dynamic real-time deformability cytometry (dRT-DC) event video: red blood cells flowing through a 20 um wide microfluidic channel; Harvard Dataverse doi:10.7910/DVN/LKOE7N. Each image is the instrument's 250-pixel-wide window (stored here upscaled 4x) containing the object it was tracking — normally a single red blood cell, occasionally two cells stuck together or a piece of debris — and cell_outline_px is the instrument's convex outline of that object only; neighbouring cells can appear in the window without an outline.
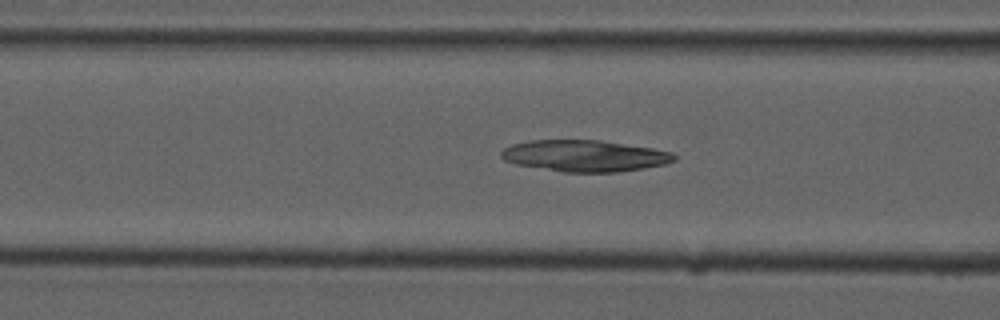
{"species": "common noctule bat (a hibernating species)", "species_latin": "Nyctalus noctula", "temperature_condition": "cold", "stored_images_in_passage": 41, "camera_frame_rate_fps": 3000, "um_per_image_px": 0.085, "animal": {"sex": "male", "forearm_length_mm": 52.5}, "frame": {"image": 1, "passage_image": 16, "time_ms": 5.0, "image_size_px": [1000, 320], "cell_outline_px": [[676, 160], [664, 164], [644, 168], [616, 172], [564, 172], [516, 164], [504, 160], [500, 156], [500, 152], [504, 148], [512, 144], [528, 140], [600, 140], [652, 148], [672, 152], [676, 156]], "centroid_in_image_um": [49.68, 13.24], "position_along_channel_um": 116.9, "area_um2": 31.67}}
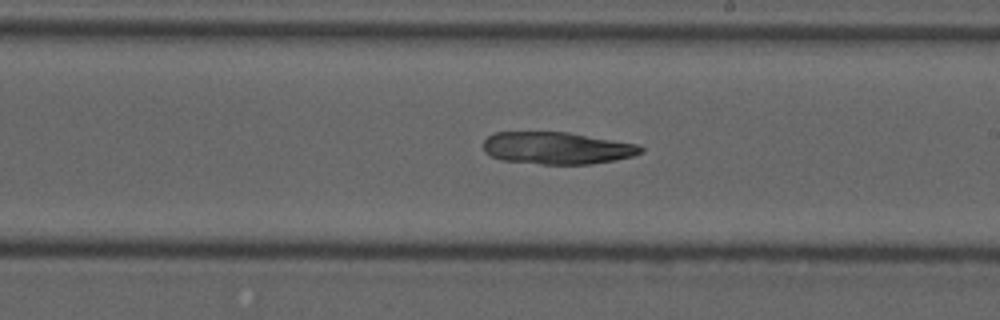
{"frame": {"image": 2, "passage_image": 26, "time_ms": 8.333, "image_size_px": [1000, 320], "cell_outline_px": [[644, 152], [632, 156], [616, 160], [592, 164], [540, 164], [500, 160], [484, 152], [484, 140], [492, 132], [568, 132], [640, 144], [644, 148]], "centroid_in_image_um": [47.37, 12.58], "position_along_channel_um": 241.6, "area_um2": 29.82}}
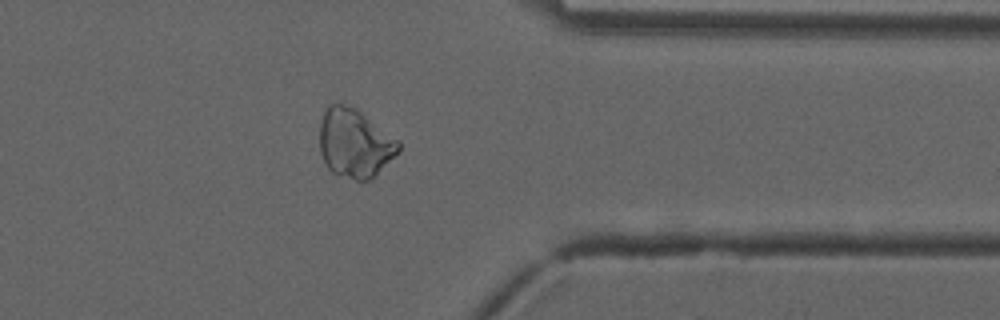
{"frame": {"image": 3, "passage_image": 38, "time_ms": 12.333, "image_size_px": [1000, 320], "cell_outline_px": [[400, 152], [368, 180], [356, 180], [332, 172], [328, 168], [320, 152], [320, 124], [324, 112], [328, 104], [344, 104], [356, 108], [400, 140]], "centroid_in_image_um": [30.17, 12.15], "position_along_channel_um": 381.2, "area_um2": 31.5}}